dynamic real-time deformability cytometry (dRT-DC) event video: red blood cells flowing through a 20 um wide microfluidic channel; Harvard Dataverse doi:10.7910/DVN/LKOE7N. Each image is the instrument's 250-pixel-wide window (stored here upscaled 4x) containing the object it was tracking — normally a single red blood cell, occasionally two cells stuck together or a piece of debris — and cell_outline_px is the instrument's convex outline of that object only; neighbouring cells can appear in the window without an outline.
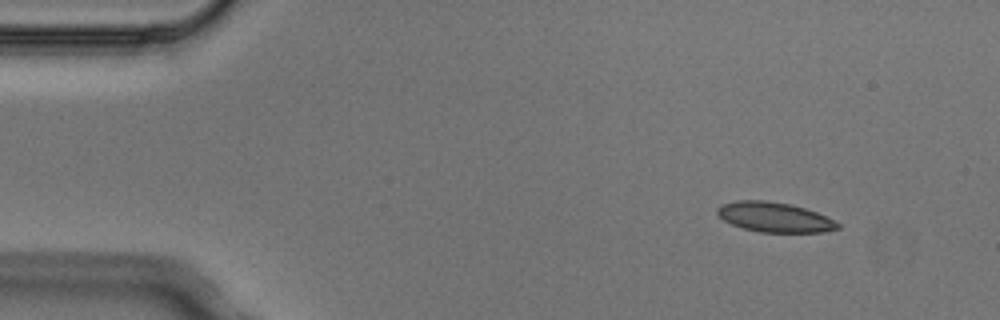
{"species": "Egyptian fruit bat (a non-hibernating species)", "species_latin": "Rousettus aegyptiacus", "temperature_condition": "cold", "stored_images_in_passage": 5, "segment_of_instrument_passage": [2, 2], "camera_frame_rate_fps": 3000, "um_per_image_px": 0.085, "animal": {"sex": "male"}, "frame": {"image": 1, "passage_image": 5, "time_ms": 1.333, "image_size_px": [1000, 320], "cell_outline_px": [[840, 228], [824, 232], [760, 232], [744, 228], [732, 224], [724, 220], [716, 212], [716, 208], [720, 204], [736, 200], [764, 200], [788, 204], [804, 208], [816, 212], [840, 224]], "centroid_in_image_um": [65.79, 18.45], "position_along_channel_um": 19.2, "area_um2": 20.75}}